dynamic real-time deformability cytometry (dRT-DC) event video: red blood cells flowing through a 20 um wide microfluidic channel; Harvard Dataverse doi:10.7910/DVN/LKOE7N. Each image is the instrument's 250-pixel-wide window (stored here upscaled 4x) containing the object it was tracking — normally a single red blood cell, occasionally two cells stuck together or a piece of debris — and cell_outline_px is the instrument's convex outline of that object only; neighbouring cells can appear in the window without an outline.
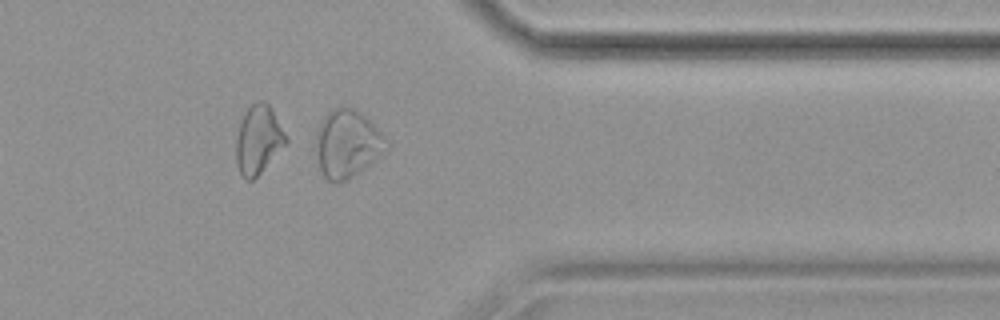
{"species": "common noctule bat (a hibernating species)", "species_latin": "Nyctalus noctula", "temperature_condition": "cold", "stored_images_in_passage": 32, "camera_frame_rate_fps": 3000, "um_per_image_px": 0.085, "animal": {"sex": "female", "body_mass_g": 19.9}, "frame": {"image": 1, "passage_image": 28, "time_ms": 9.0, "image_size_px": [1000, 320], "cell_outline_px": [[388, 148], [376, 160], [348, 180], [336, 184], [328, 180], [324, 176], [312, 152], [316, 132], [320, 120], [332, 108], [340, 104], [344, 104], [360, 112], [388, 136]], "centroid_in_image_um": [29.49, 12.2], "position_along_channel_um": 381.9, "area_um2": 29.07}, "authors_computed_cell_mechanics": {"area_um2": 21.5883, "velocity_mm_per_s": 3.5782, "shape_relaxation_time_tau1_ms": null, "shape_relaxation_time_tau2_ms": 3.0751, "deformation_change_tau1": null, "deformation_change_tau2": 0.1074}}